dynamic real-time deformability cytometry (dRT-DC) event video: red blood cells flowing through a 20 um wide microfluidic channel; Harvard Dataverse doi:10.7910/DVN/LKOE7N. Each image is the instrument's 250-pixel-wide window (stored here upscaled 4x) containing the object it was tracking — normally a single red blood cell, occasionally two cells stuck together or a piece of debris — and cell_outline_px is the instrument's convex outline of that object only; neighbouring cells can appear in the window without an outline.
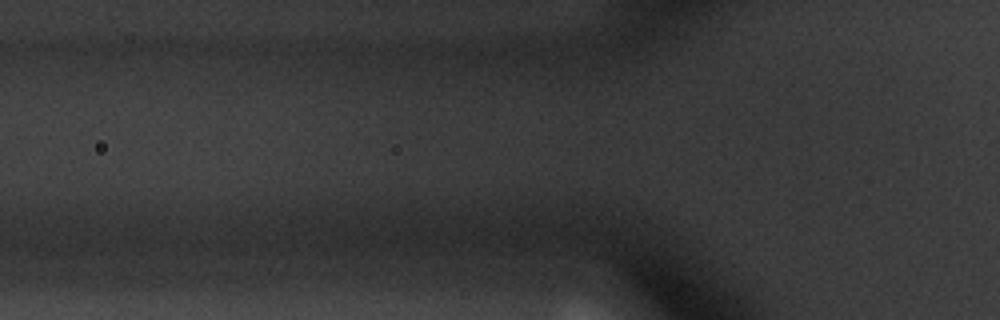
{"species": "common noctule bat (a hibernating species)", "species_latin": "Nyctalus noctula", "temperature_condition": "warm", "stored_images_in_passage": 4, "camera_frame_rate_fps": 3000, "um_per_image_px": 0.085, "animal": {"sex": "male", "body_mass_g": 20.1, "forearm_length_mm": 53.5}, "frame": {"image": 1, "passage_image": 2, "time_ms": 0.333, "image_size_px": [1000, 320], "cell_outline_px": [[360, 48], [352, 52], [260, 52], [236, 48], [216, 44], [220, 40], [336, 40], [360, 44]], "centroid_in_image_um": [24.83, 3.89], "position_along_channel_um": 101.0, "area_um2": 10.75}}